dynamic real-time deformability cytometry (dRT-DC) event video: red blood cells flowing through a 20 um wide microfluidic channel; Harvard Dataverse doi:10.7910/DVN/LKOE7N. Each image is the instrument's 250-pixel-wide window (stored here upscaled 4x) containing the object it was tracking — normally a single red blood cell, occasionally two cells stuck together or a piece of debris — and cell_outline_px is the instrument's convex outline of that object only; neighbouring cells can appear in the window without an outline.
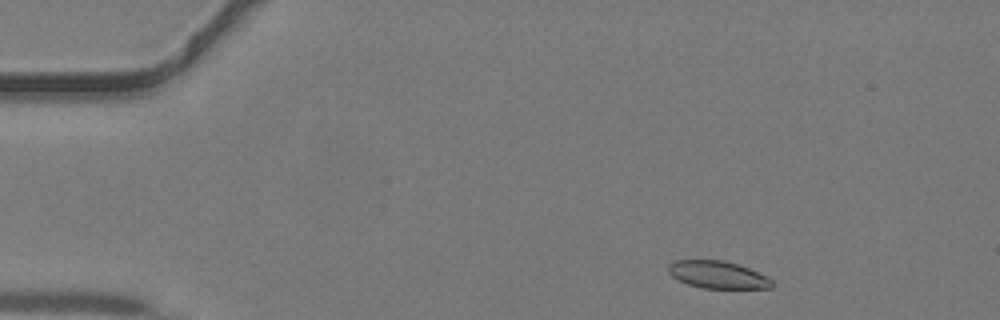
{"species": "common noctule bat (a hibernating species)", "species_latin": "Nyctalus noctula", "temperature_condition": "warm", "stored_images_in_passage": 39, "camera_frame_rate_fps": 3000, "um_per_image_px": 0.085, "animal": {"sex": "male", "body_mass_g": 19.2, "forearm_length_mm": 51.8}, "frame": {"image": 1, "passage_image": 2, "time_ms": 0.333, "image_size_px": [1000, 320], "cell_outline_px": [[772, 288], [704, 288], [688, 284], [672, 276], [668, 272], [668, 264], [676, 260], [720, 260], [736, 264], [748, 268], [768, 276], [772, 280]], "centroid_in_image_um": [61.0, 23.35], "position_along_channel_um": 24.0, "area_um2": 16.36}}
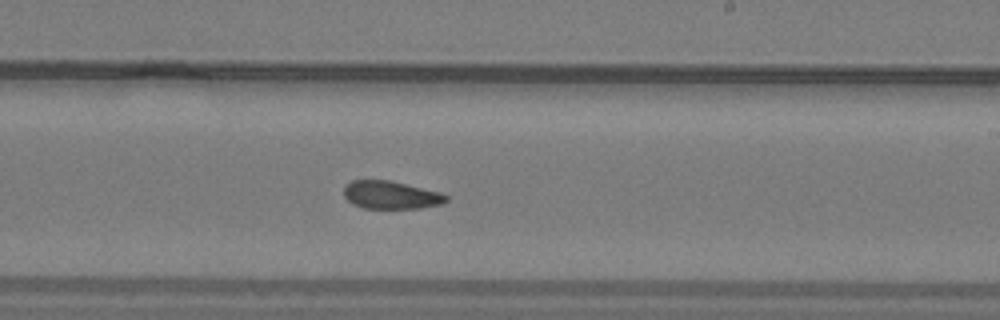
{"frame": {"image": 2, "passage_image": 22, "time_ms": 7.0, "image_size_px": [1000, 320], "cell_outline_px": [[448, 200], [444, 204], [420, 208], [364, 208], [352, 204], [344, 196], [344, 184], [352, 180], [388, 180], [444, 192], [448, 196]], "centroid_in_image_um": [33.26, 16.57], "position_along_channel_um": 255.7, "area_um2": 16.94}}
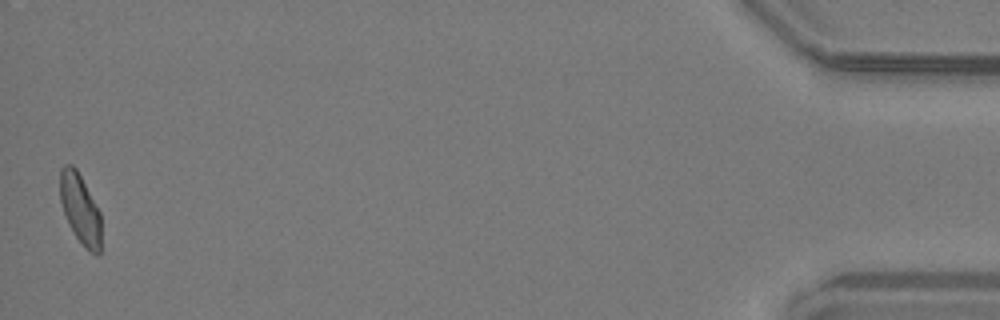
{"frame": {"image": 3, "passage_image": 39, "time_ms": 12.667, "image_size_px": [1000, 320], "cell_outline_px": [[100, 252], [96, 256], [88, 252], [84, 248], [76, 236], [64, 212], [60, 200], [60, 168], [64, 164], [72, 164], [76, 168], [100, 212]], "centroid_in_image_um": [6.82, 17.76], "position_along_channel_um": 428.4, "area_um2": 16.59}}